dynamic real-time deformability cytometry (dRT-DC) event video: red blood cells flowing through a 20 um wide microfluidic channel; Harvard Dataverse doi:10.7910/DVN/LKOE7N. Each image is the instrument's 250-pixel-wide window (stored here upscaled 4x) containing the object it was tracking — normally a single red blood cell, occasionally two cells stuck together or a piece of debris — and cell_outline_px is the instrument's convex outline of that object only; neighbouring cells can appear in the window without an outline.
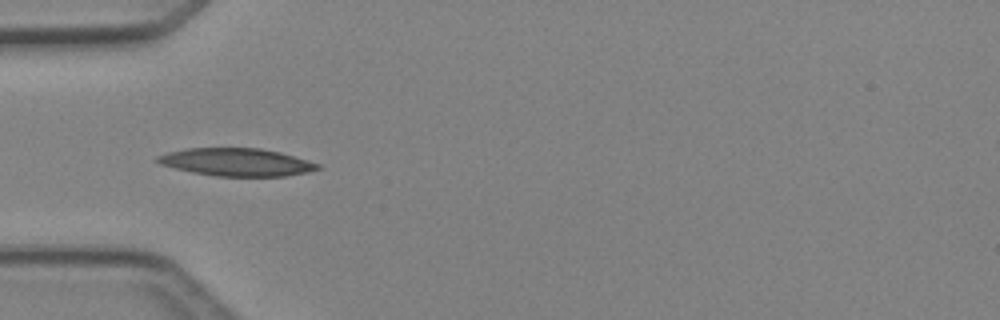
{"species": "Egyptian fruit bat (a non-hibernating species)", "species_latin": "Rousettus aegyptiacus", "temperature_condition": "cold", "stored_images_in_passage": 24, "camera_frame_rate_fps": 3000, "um_per_image_px": 0.085, "animal": {"sex": "female"}, "frame": {"image": 1, "passage_image": 4, "time_ms": 1.0, "image_size_px": [1000, 320], "cell_outline_px": [[320, 168], [308, 172], [284, 176], [216, 176], [192, 172], [160, 164], [156, 160], [156, 156], [168, 152], [188, 148], [260, 148], [280, 152], [308, 160], [320, 164]], "centroid_in_image_um": [20.11, 13.78], "position_along_channel_um": 64.9, "area_um2": 25.78}}
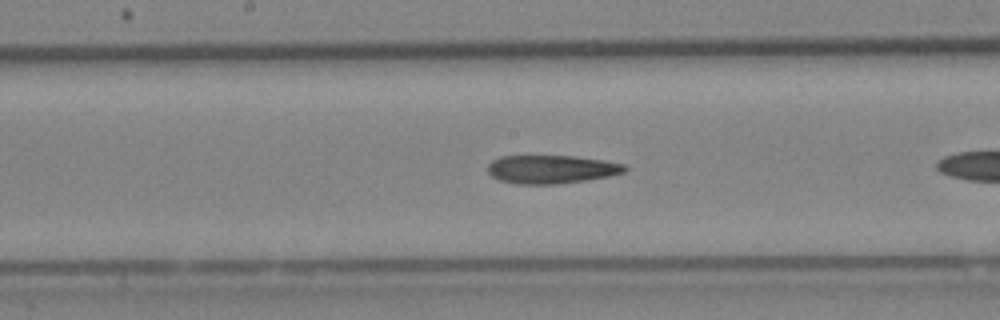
{"frame": {"image": 2, "passage_image": 11, "time_ms": 3.333, "image_size_px": [1000, 320], "cell_outline_px": [[628, 168], [624, 172], [608, 176], [584, 180], [556, 184], [516, 184], [500, 180], [492, 176], [488, 172], [488, 164], [492, 160], [500, 156], [576, 156], [604, 160], [624, 164]], "centroid_in_image_um": [46.85, 14.38], "position_along_channel_um": 201.4, "area_um2": 22.6}}
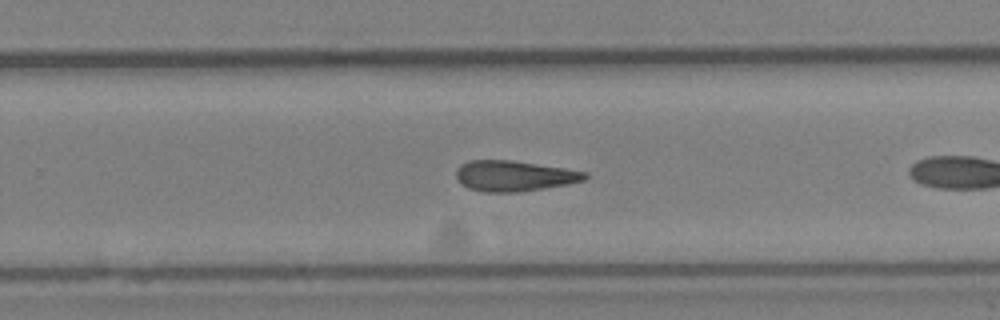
{"frame": {"image": 3, "passage_image": 17, "time_ms": 5.333, "image_size_px": [1000, 320], "cell_outline_px": [[588, 176], [584, 180], [568, 184], [520, 192], [488, 192], [468, 188], [456, 180], [456, 168], [460, 164], [468, 160], [512, 160], [564, 168], [588, 172]], "centroid_in_image_um": [43.67, 14.94], "position_along_channel_um": 286.1, "area_um2": 23.06}}